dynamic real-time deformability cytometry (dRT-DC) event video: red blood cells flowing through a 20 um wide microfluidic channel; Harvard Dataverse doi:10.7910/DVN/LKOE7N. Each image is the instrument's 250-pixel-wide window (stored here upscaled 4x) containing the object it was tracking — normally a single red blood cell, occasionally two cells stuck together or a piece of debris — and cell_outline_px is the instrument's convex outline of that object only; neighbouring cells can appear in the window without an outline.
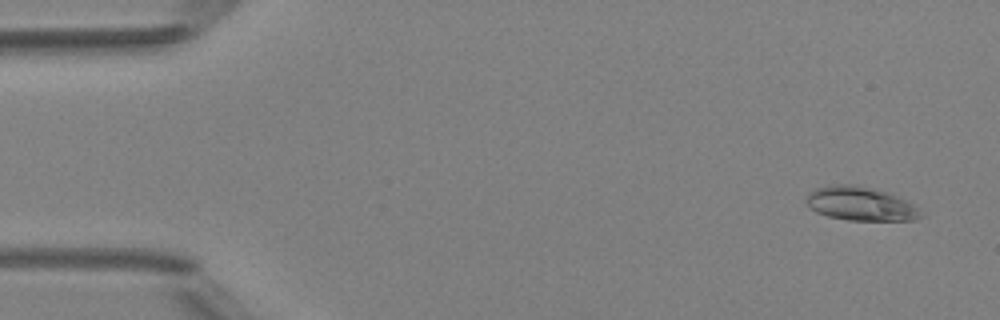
{"species": "Egyptian fruit bat (a non-hibernating species)", "species_latin": "Rousettus aegyptiacus", "temperature_condition": "room temperature", "stored_images_in_passage": 4, "camera_frame_rate_fps": 3000, "um_per_image_px": 0.085, "animal": {"sex": "female"}, "frame": {"image": 1, "passage_image": 1, "time_ms": 0.0, "image_size_px": [1000, 320], "cell_outline_px": [[924, 216], [916, 220], [848, 220], [828, 216], [816, 212], [808, 204], [808, 196], [816, 188], [832, 184], [856, 184], [892, 192], [912, 204]], "centroid_in_image_um": [73.2, 17.3], "position_along_channel_um": 11.8, "area_um2": 22.54}}